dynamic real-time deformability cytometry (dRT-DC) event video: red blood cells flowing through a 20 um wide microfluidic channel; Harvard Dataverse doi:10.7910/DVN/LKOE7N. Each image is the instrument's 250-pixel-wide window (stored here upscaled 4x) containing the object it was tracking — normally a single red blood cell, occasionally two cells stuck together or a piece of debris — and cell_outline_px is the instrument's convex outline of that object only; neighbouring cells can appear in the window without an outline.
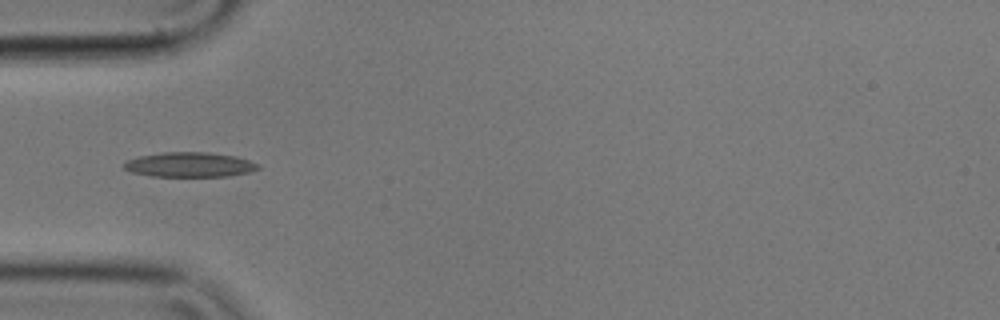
{"species": "common noctule bat (a hibernating species)", "species_latin": "Nyctalus noctula", "temperature_condition": "cold", "stored_images_in_passage": 39, "camera_frame_rate_fps": 3000, "um_per_image_px": 0.085, "animal": {"sex": "male", "body_mass_g": 17.9}, "frame": {"image": 1, "passage_image": 1, "time_ms": 0.0, "image_size_px": [1000, 320], "cell_outline_px": [[260, 168], [248, 172], [224, 176], [152, 176], [132, 172], [124, 168], [124, 164], [128, 160], [140, 156], [164, 152], [208, 152], [236, 156], [260, 164]], "centroid_in_image_um": [16.14, 13.99], "position_along_channel_um": 68.9, "area_um2": 19.13}}
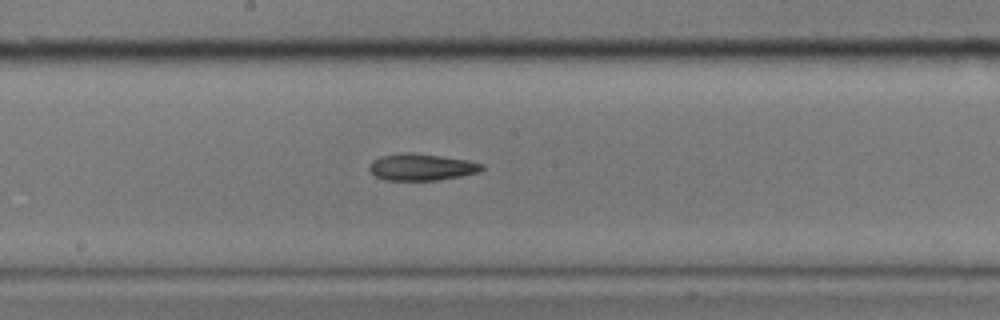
{"frame": {"image": 2, "passage_image": 13, "time_ms": 4.0, "image_size_px": [1000, 320], "cell_outline_px": [[484, 168], [476, 172], [460, 176], [436, 180], [384, 180], [376, 176], [368, 168], [368, 164], [372, 160], [380, 156], [408, 152], [412, 152], [468, 160], [484, 164]], "centroid_in_image_um": [35.79, 14.19], "position_along_channel_um": 212.4, "area_um2": 17.46}}
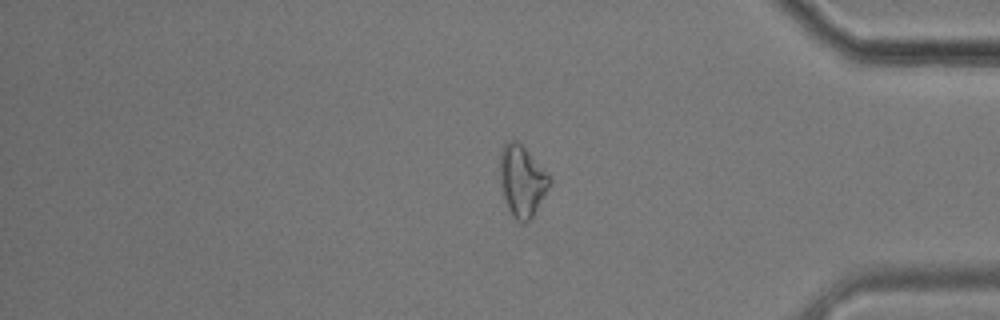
{"frame": {"image": 3, "passage_image": 30, "time_ms": 9.667, "image_size_px": [1000, 320], "cell_outline_px": [[552, 180], [532, 216], [524, 224], [516, 220], [512, 216], [504, 200], [500, 184], [500, 152], [504, 144], [508, 140], [516, 140], [524, 148]], "centroid_in_image_um": [44.32, 15.39], "position_along_channel_um": 390.9, "area_um2": 20.06}}